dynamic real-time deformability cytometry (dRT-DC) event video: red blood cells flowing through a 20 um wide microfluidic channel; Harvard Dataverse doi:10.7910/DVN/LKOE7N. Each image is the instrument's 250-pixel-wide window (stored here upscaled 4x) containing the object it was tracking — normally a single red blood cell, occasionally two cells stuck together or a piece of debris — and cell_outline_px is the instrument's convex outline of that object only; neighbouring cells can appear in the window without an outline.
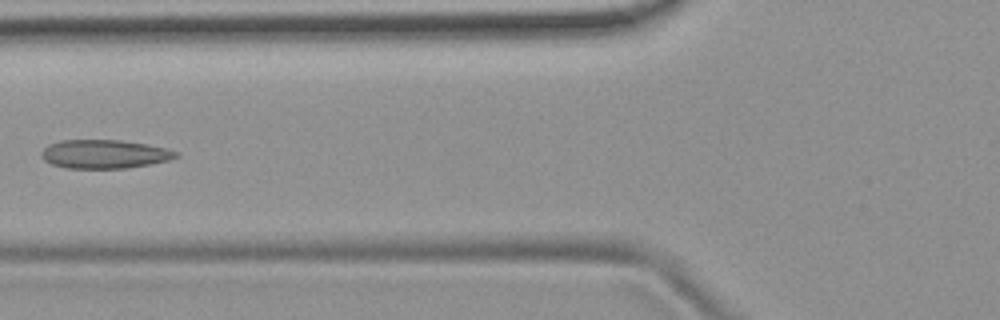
{"species": "common noctule bat (a hibernating species)", "species_latin": "Nyctalus noctula", "temperature_condition": "room temperature", "stored_images_in_passage": 6, "camera_frame_rate_fps": 3000, "um_per_image_px": 0.085, "animal": {"sex": "female", "body_mass_g": 19.9}, "frame": {"image": 1, "passage_image": 4, "time_ms": 4.667, "image_size_px": [1000, 320], "cell_outline_px": [[180, 156], [168, 160], [148, 164], [124, 168], [64, 168], [52, 164], [44, 160], [40, 156], [40, 152], [48, 144], [60, 140], [120, 140], [148, 144], [164, 148], [176, 152]], "centroid_in_image_um": [8.81, 13.09], "position_along_channel_um": 117.0, "area_um2": 22.43}}
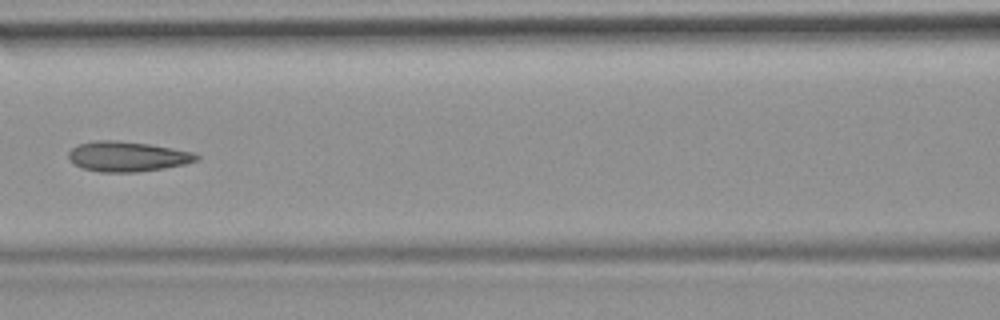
{"frame": {"image": 2, "passage_image": 5, "time_ms": 5.667, "image_size_px": [1000, 320], "cell_outline_px": [[200, 156], [196, 160], [184, 164], [164, 168], [136, 172], [100, 172], [84, 168], [72, 164], [68, 160], [68, 152], [76, 144], [96, 140], [116, 140], [148, 144], [172, 148], [192, 152]], "centroid_in_image_um": [10.76, 13.3], "position_along_channel_um": 155.8, "area_um2": 22.43}}
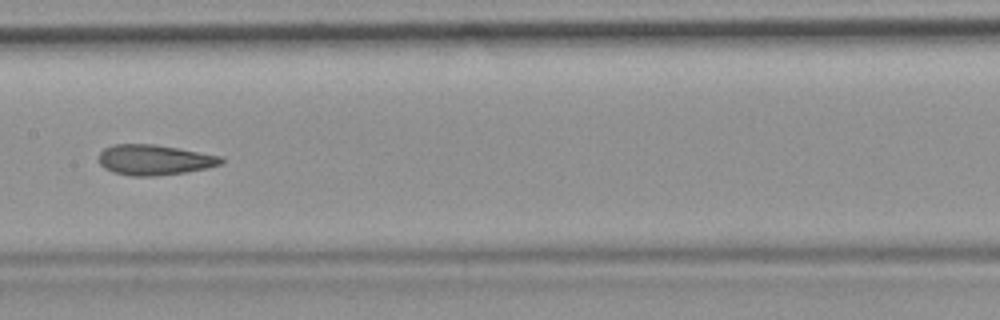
{"frame": {"image": 3, "passage_image": 6, "time_ms": 6.667, "image_size_px": [1000, 320], "cell_outline_px": [[224, 164], [184, 172], [156, 176], [132, 176], [112, 172], [104, 168], [100, 164], [100, 152], [104, 148], [112, 144], [156, 144], [224, 156]], "centroid_in_image_um": [13.14, 13.58], "position_along_channel_um": 194.3, "area_um2": 21.79}}